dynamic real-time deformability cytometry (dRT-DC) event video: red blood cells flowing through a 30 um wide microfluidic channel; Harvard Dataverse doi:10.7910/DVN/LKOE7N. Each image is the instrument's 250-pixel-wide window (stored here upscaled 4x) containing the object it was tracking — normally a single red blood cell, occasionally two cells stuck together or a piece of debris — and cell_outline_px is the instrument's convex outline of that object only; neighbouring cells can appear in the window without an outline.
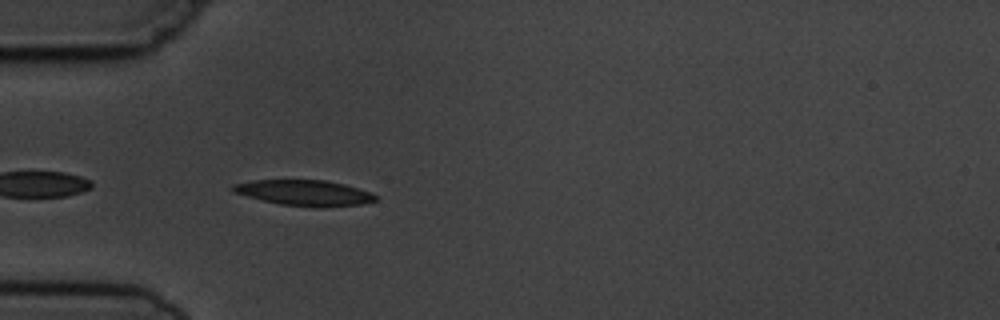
{"species": "common noctule bat (a hibernating species)", "species_latin": "Nyctalus noctula", "temperature_condition": "cold", "stored_images_in_passage": 5, "camera_frame_rate_fps": 3000, "um_per_image_px": 0.085, "animal": {"sex": "male", "body_mass_g": 19.5, "forearm_length_mm": 54.6}, "frame": {"image": 1, "passage_image": 5, "time_ms": 4.667, "image_size_px": [1000, 320], "cell_outline_px": [[376, 200], [360, 204], [324, 208], [320, 208], [280, 204], [232, 192], [232, 184], [252, 180], [324, 180], [344, 184], [372, 192], [376, 196]], "centroid_in_image_um": [25.88, 16.39], "position_along_channel_um": 59.1, "area_um2": 21.27}}